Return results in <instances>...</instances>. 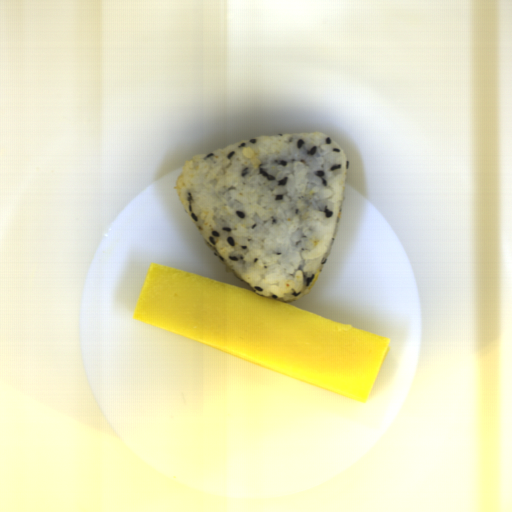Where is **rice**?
I'll return each instance as SVG.
<instances>
[{"mask_svg":"<svg viewBox=\"0 0 512 512\" xmlns=\"http://www.w3.org/2000/svg\"><path fill=\"white\" fill-rule=\"evenodd\" d=\"M349 167L332 137L291 131L193 155L175 189L221 261L258 295L293 302L330 258Z\"/></svg>","mask_w":512,"mask_h":512,"instance_id":"obj_1","label":"rice"}]
</instances>
